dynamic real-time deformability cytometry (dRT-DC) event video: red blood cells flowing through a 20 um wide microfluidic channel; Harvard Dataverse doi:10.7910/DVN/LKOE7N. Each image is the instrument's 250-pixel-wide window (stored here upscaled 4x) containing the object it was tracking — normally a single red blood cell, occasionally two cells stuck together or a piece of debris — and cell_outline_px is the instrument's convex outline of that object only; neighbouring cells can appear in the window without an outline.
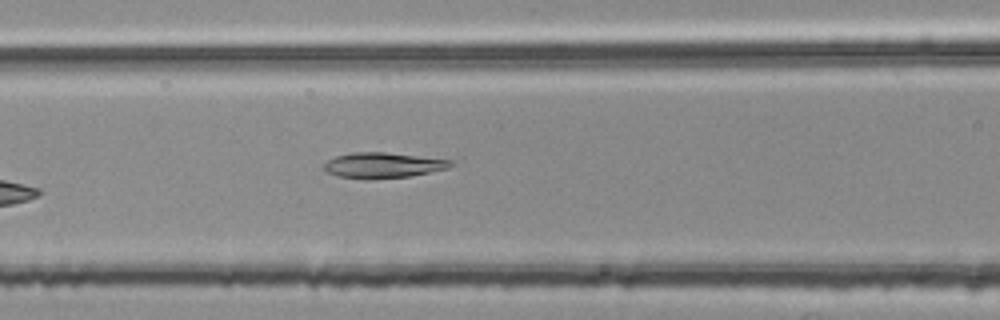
{"species": "common noctule bat (a hibernating species)", "species_latin": "Nyctalus noctula", "temperature_condition": "room temperature", "stored_images_in_passage": 5, "camera_frame_rate_fps": 3000, "um_per_image_px": 0.085, "animal": {"sex": "female", "body_mass_g": 25.1}, "frame": {"image": 1, "passage_image": 5, "time_ms": 1.333, "image_size_px": [1000, 320], "cell_outline_px": [[452, 164], [448, 168], [412, 176], [368, 180], [364, 180], [336, 176], [328, 172], [324, 168], [324, 164], [328, 160], [336, 156], [352, 152], [384, 152], [452, 160]], "centroid_in_image_um": [32.52, 14.06], "position_along_channel_um": 134.1, "area_um2": 18.9}}